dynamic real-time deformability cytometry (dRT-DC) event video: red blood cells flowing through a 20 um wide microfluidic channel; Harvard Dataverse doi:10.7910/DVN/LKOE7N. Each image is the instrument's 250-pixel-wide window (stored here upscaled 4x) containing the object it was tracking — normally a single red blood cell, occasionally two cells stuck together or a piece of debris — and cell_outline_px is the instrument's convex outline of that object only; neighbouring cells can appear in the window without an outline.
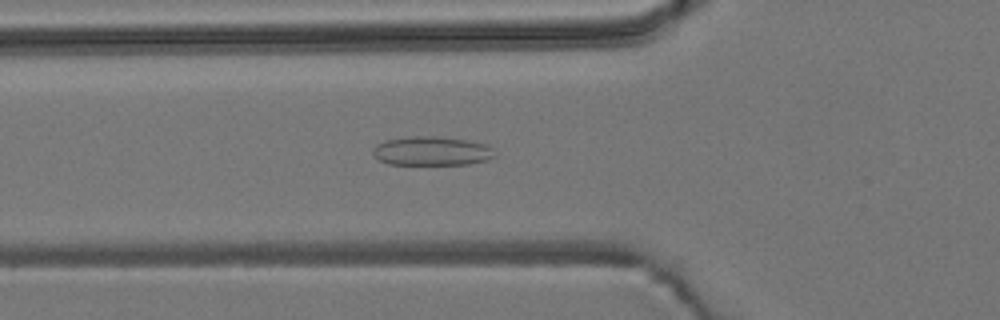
{"species": "common noctule bat (a hibernating species)", "species_latin": "Nyctalus noctula", "temperature_condition": "room temperature", "stored_images_in_passage": 52, "camera_frame_rate_fps": 3000, "um_per_image_px": 0.085, "animal": {"sex": "male", "body_mass_g": 19.2, "forearm_length_mm": 51.8}, "frame": {"image": 1, "passage_image": 18, "time_ms": 5.667, "image_size_px": [1000, 320], "cell_outline_px": [[496, 156], [488, 160], [468, 164], [388, 164], [372, 156], [372, 148], [376, 144], [384, 140], [412, 136], [436, 136], [472, 140], [488, 144], [492, 148]], "centroid_in_image_um": [36.71, 12.82], "position_along_channel_um": 89.1, "area_um2": 20.98}}
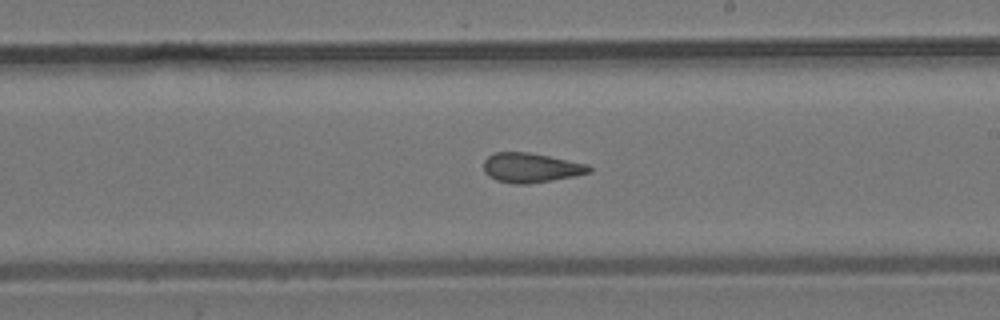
{"frame": {"image": 2, "passage_image": 30, "time_ms": 9.667, "image_size_px": [1000, 320], "cell_outline_px": [[592, 172], [572, 176], [528, 184], [512, 184], [496, 180], [488, 176], [484, 172], [484, 160], [492, 152], [528, 152], [588, 164], [592, 168]], "centroid_in_image_um": [45.09, 14.25], "position_along_channel_um": 243.9, "area_um2": 18.15}}
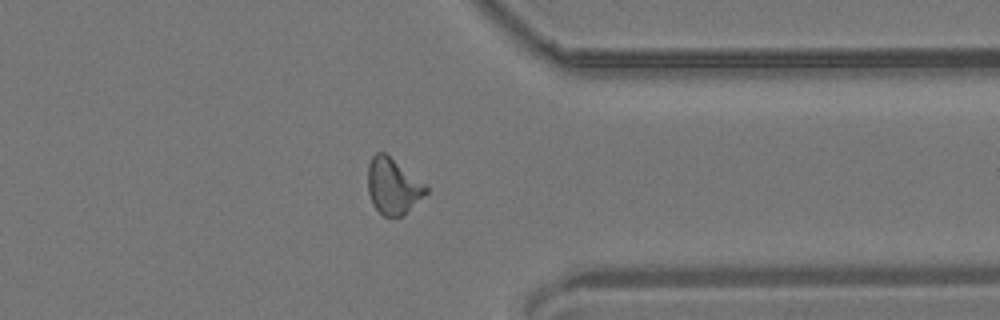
{"frame": {"image": 3, "passage_image": 41, "time_ms": 13.333, "image_size_px": [1000, 320], "cell_outline_px": [[428, 192], [424, 196], [400, 216], [384, 216], [372, 204], [368, 192], [368, 164], [372, 156], [376, 152], [384, 152], [424, 184], [428, 188]], "centroid_in_image_um": [33.36, 15.81], "position_along_channel_um": 378.0, "area_um2": 18.44}, "authors_computed_cell_mechanics": {"area_um2": 18.6405, "velocity_mm_per_s": 3.8558, "shape_relaxation_time_tau1_ms": null, "shape_relaxation_time_tau2_ms": 1.9943, "deformation_change_tau1": null, "deformation_change_tau2": 0.0959}}